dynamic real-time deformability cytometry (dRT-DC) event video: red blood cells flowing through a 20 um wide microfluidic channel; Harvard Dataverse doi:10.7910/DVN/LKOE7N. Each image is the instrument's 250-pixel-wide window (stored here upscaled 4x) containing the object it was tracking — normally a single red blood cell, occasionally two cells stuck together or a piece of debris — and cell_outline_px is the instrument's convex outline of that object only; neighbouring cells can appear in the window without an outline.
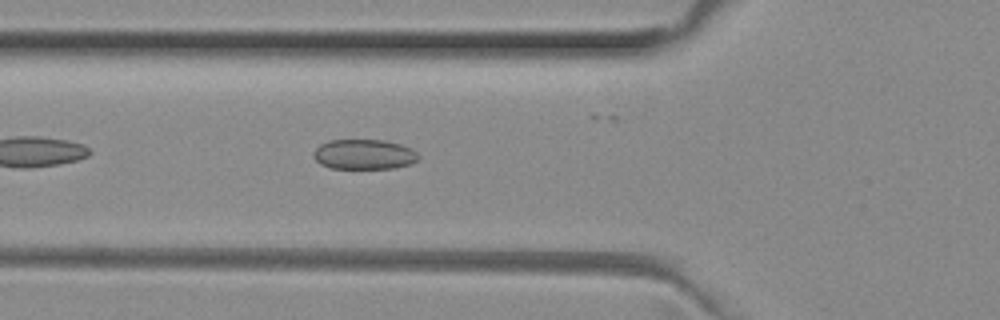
{"species": "common noctule bat (a hibernating species)", "species_latin": "Nyctalus noctula", "temperature_condition": "room temperature", "stored_images_in_passage": 39, "camera_frame_rate_fps": 3000, "um_per_image_px": 0.085, "animal": {"sex": "female", "body_mass_g": 29.2, "forearm_length_mm": 56.3}, "frame": {"image": 1, "passage_image": 5, "time_ms": 1.333, "image_size_px": [1000, 320], "cell_outline_px": [[420, 156], [416, 160], [408, 164], [392, 168], [332, 168], [320, 164], [312, 156], [312, 152], [320, 144], [328, 140], [384, 140], [400, 144], [412, 148]], "centroid_in_image_um": [30.91, 13.11], "position_along_channel_um": 94.9, "area_um2": 18.32}}
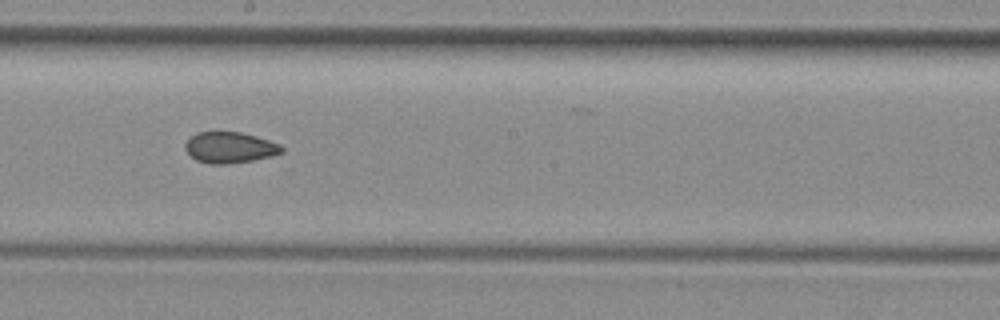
{"frame": {"image": 2, "passage_image": 15, "time_ms": 4.667, "image_size_px": [1000, 320], "cell_outline_px": [[284, 152], [272, 156], [252, 160], [224, 164], [212, 164], [196, 160], [184, 148], [184, 144], [196, 132], [240, 132], [256, 136], [280, 144], [284, 148]], "centroid_in_image_um": [19.55, 12.53], "position_along_channel_um": 228.7, "area_um2": 17.34}}
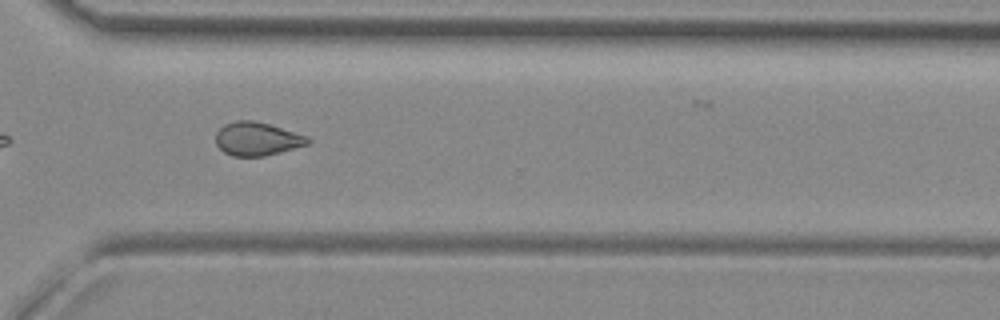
{"frame": {"image": 3, "passage_image": 24, "time_ms": 7.667, "image_size_px": [1000, 320], "cell_outline_px": [[312, 140], [308, 144], [280, 152], [264, 156], [232, 156], [224, 152], [216, 144], [216, 132], [224, 124], [236, 120], [252, 120], [268, 124], [308, 136]], "centroid_in_image_um": [21.84, 11.8], "position_along_channel_um": 348.8, "area_um2": 17.86}, "authors_computed_cell_mechanics": {"area_um2": 18.0336, "velocity_mm_per_s": 3.999, "shape_relaxation_time_tau1_ms": null, "shape_relaxation_time_tau2_ms": 3.5928, "deformation_change_tau1": null, "deformation_change_tau2": 0.0812}}